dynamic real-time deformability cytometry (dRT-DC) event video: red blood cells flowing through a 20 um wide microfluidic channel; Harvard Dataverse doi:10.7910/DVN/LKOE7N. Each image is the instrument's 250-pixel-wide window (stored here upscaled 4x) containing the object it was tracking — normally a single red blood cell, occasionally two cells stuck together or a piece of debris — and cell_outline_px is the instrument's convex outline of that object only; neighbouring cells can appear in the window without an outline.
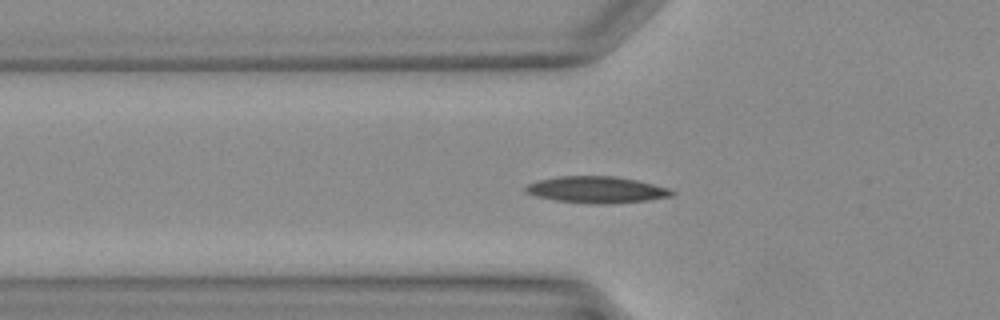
{"species": "Egyptian fruit bat (a non-hibernating species)", "species_latin": "Rousettus aegyptiacus", "temperature_condition": "warm", "stored_images_in_passage": 34, "camera_frame_rate_fps": 3000, "um_per_image_px": 0.085, "animal": {"sex": "female"}, "frame": {"image": 1, "passage_image": 8, "time_ms": 2.333, "image_size_px": [1000, 320], "cell_outline_px": [[676, 192], [672, 196], [648, 200], [600, 204], [592, 204], [556, 200], [536, 196], [524, 192], [524, 188], [528, 184], [536, 180], [556, 176], [612, 176], [636, 180], [668, 188]], "centroid_in_image_um": [50.66, 16.12], "position_along_channel_um": 75.1, "area_um2": 22.54}}
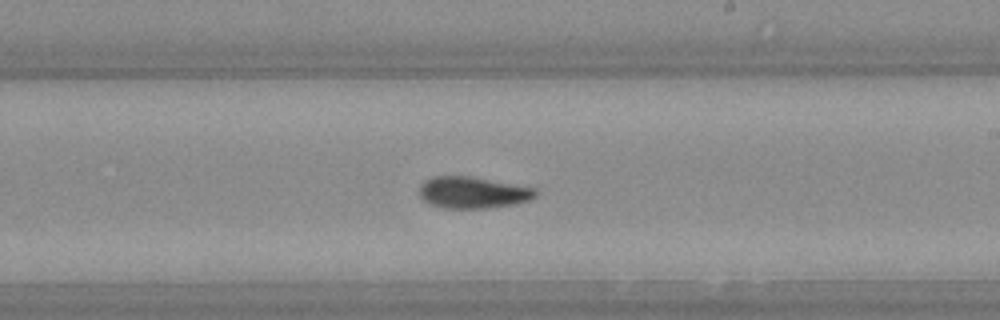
{"frame": {"image": 2, "passage_image": 18, "time_ms": 5.667, "image_size_px": [1000, 320], "cell_outline_px": [[536, 196], [528, 200], [512, 204], [484, 208], [444, 208], [428, 204], [420, 200], [420, 184], [424, 180], [432, 176], [468, 176], [536, 188]], "centroid_in_image_um": [40.11, 16.36], "position_along_channel_um": 248.9, "area_um2": 21.33}}
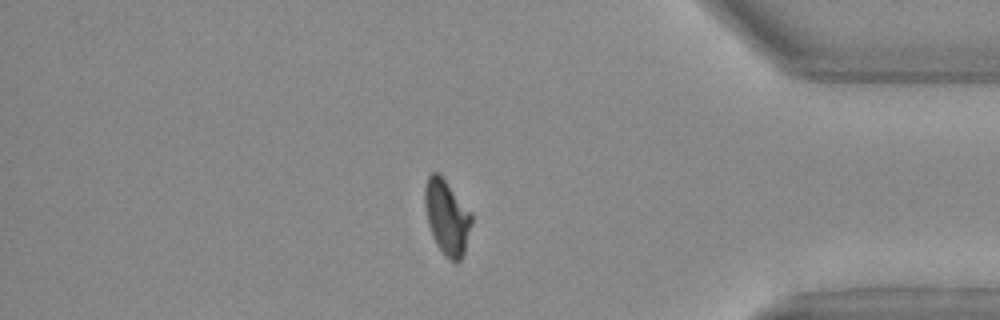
{"frame": {"image": 3, "passage_image": 28, "time_ms": 9.0, "image_size_px": [1000, 320], "cell_outline_px": [[472, 224], [464, 252], [460, 260], [456, 264], [436, 244], [432, 236], [428, 224], [424, 204], [424, 188], [428, 176], [432, 172], [436, 172], [444, 180], [472, 212]], "centroid_in_image_um": [37.99, 18.46], "position_along_channel_um": 397.2, "area_um2": 20.11}}